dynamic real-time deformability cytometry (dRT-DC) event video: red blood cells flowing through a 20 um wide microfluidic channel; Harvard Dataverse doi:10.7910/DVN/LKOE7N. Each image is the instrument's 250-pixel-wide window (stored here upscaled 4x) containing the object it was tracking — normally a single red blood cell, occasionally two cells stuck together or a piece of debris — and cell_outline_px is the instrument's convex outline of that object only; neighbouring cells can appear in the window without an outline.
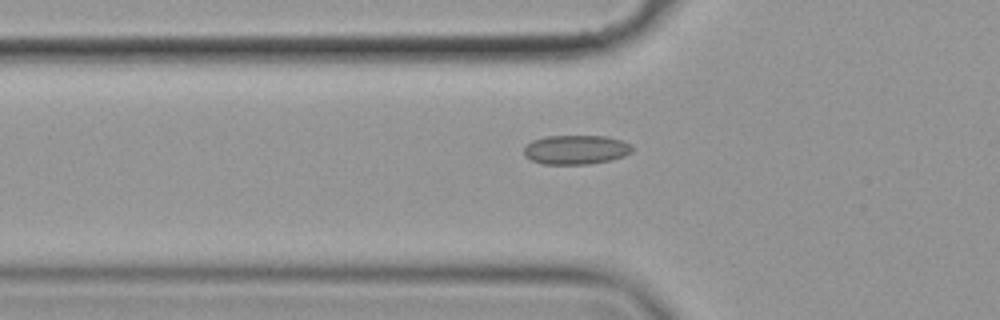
{"species": "common noctule bat (a hibernating species)", "species_latin": "Nyctalus noctula", "temperature_condition": "cold", "stored_images_in_passage": 39, "camera_frame_rate_fps": 3000, "um_per_image_px": 0.085, "animal": {"sex": "female", "body_mass_g": 19.9}, "frame": {"image": 1, "passage_image": 7, "time_ms": 2.0, "image_size_px": [1000, 320], "cell_outline_px": [[632, 152], [624, 156], [612, 160], [588, 164], [544, 164], [532, 160], [524, 156], [524, 148], [532, 140], [544, 136], [604, 136], [620, 140], [628, 144], [632, 148]], "centroid_in_image_um": [48.93, 12.73], "position_along_channel_um": 76.9, "area_um2": 18.38}}
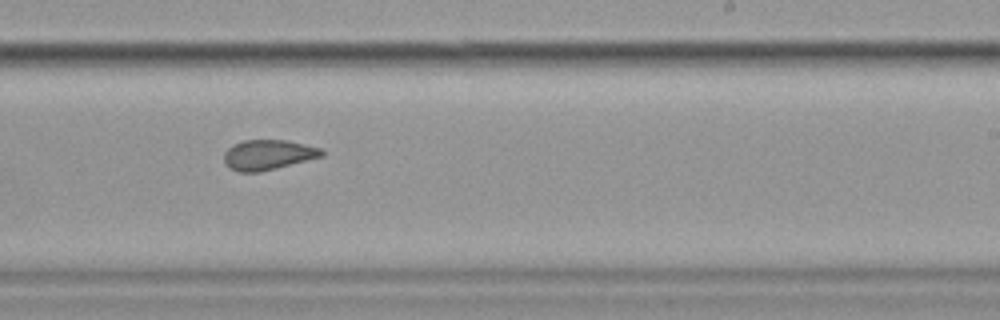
{"frame": {"image": 2, "passage_image": 23, "time_ms": 7.333, "image_size_px": [1000, 320], "cell_outline_px": [[324, 156], [260, 172], [236, 172], [228, 168], [224, 160], [224, 152], [232, 144], [244, 140], [288, 140], [320, 148], [324, 152]], "centroid_in_image_um": [22.76, 13.16], "position_along_channel_um": 266.2, "area_um2": 17.22}}
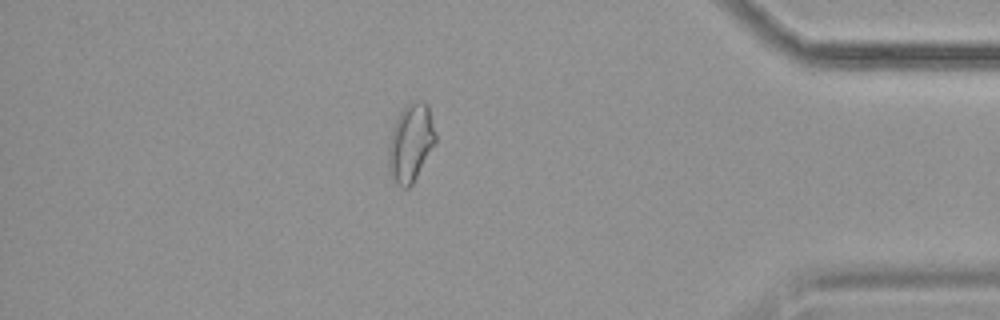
{"frame": {"image": 3, "passage_image": 37, "time_ms": 12.0, "image_size_px": [1000, 320], "cell_outline_px": [[436, 140], [412, 184], [408, 188], [400, 188], [388, 172], [388, 144], [392, 128], [400, 112], [408, 104], [420, 100], [424, 100], [428, 104], [436, 136]], "centroid_in_image_um": [34.88, 12.14], "position_along_channel_um": 400.3, "area_um2": 21.21}}